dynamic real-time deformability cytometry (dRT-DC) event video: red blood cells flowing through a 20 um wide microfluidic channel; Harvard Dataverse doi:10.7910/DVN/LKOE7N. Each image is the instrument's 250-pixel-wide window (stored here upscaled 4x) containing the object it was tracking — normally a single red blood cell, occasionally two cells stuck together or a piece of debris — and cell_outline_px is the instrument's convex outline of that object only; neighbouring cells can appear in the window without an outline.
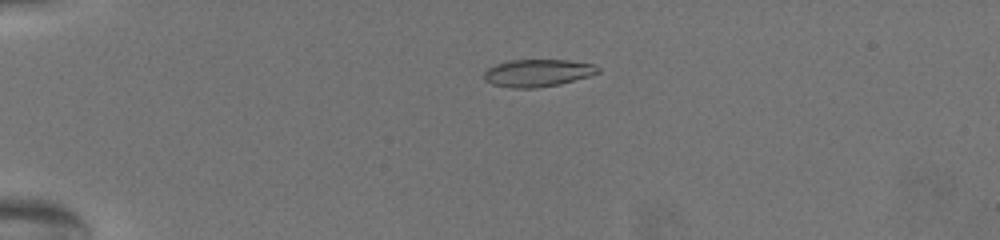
{"species": "common noctule bat (a hibernating species)", "species_latin": "Nyctalus noctula", "temperature_condition": "warm", "stored_images_in_passage": 71, "camera_frame_rate_fps": 3000, "um_per_image_px": 0.085, "animal": {"sex": "female", "body_mass_g": 19.5, "forearm_length_mm": 54.1}, "frame": {"image": 1, "passage_image": 20, "time_ms": 6.333, "image_size_px": [1000, 240], "cell_outline_px": [[600, 72], [588, 76], [560, 84], [536, 88], [512, 88], [492, 84], [484, 80], [484, 72], [488, 68], [496, 64], [512, 60], [568, 60], [592, 64], [600, 68]], "centroid_in_image_um": [45.69, 6.2], "position_along_channel_um": 39.3, "area_um2": 18.09}}
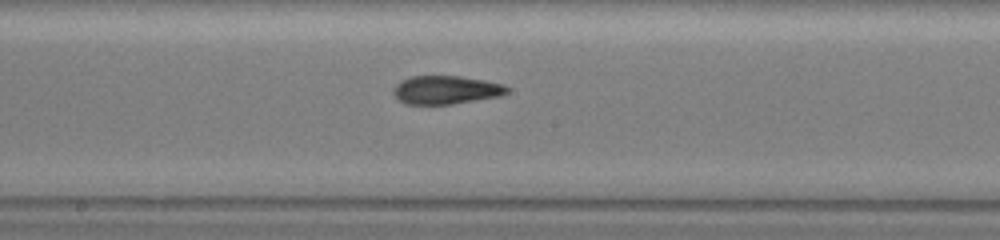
{"frame": {"image": 2, "passage_image": 42, "time_ms": 13.667, "image_size_px": [1000, 240], "cell_outline_px": [[508, 92], [500, 96], [452, 104], [404, 104], [396, 100], [392, 92], [392, 88], [400, 80], [412, 76], [460, 76], [484, 80], [504, 84], [508, 88]], "centroid_in_image_um": [37.84, 7.64], "position_along_channel_um": 210.4, "area_um2": 19.02}}
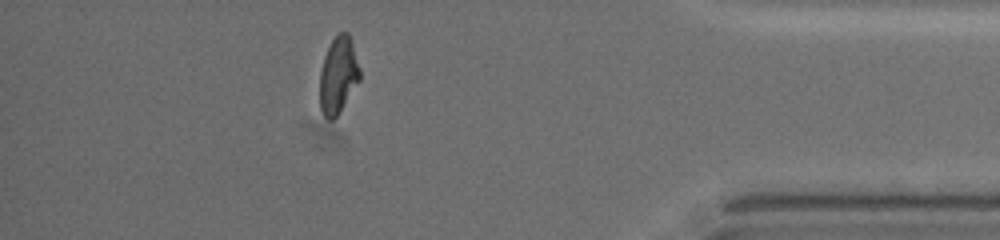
{"frame": {"image": 3, "passage_image": 64, "time_ms": 21.0, "image_size_px": [1000, 240], "cell_outline_px": [[360, 80], [340, 112], [332, 120], [328, 120], [324, 116], [320, 108], [320, 72], [324, 56], [332, 40], [340, 32], [348, 32], [352, 40], [360, 68]], "centroid_in_image_um": [28.76, 6.4], "position_along_channel_um": 406.4, "area_um2": 17.98}, "authors_computed_cell_mechanics": {"area_um2": 18.3804, "velocity_mm_per_s": 3.1323, "shape_relaxation_time_tau1_ms": 9.0098, "shape_relaxation_time_tau2_ms": 2.5911, "deformation_change_tau1": 0.2421, "deformation_change_tau2": 0.0953}}